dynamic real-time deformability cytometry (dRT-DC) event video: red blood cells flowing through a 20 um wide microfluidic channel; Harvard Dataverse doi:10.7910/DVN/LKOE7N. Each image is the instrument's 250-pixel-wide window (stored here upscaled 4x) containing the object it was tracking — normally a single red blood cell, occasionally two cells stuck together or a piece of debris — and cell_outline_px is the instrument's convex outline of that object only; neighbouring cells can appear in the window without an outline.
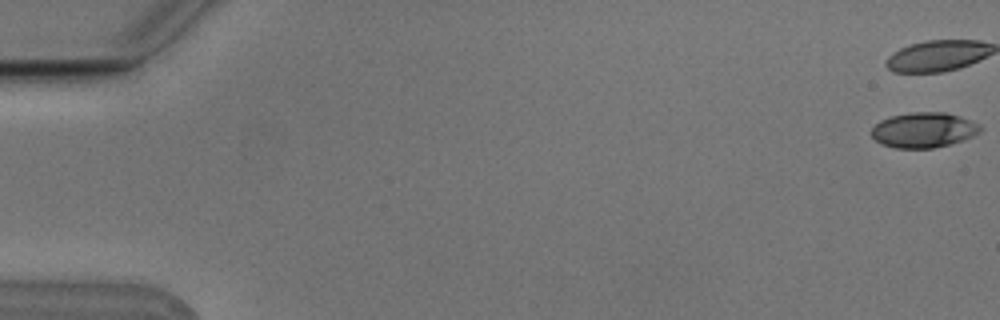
{"species": "Egyptian fruit bat (a non-hibernating species)", "species_latin": "Rousettus aegyptiacus", "temperature_condition": "cold", "stored_images_in_passage": 5, "camera_frame_rate_fps": 3000, "um_per_image_px": 0.085, "animal": {"sex": "male"}, "frame": {"image": 1, "passage_image": 1, "time_ms": 0.0, "image_size_px": [1000, 320], "cell_outline_px": [[984, 128], [980, 132], [964, 140], [932, 148], [896, 148], [880, 144], [872, 136], [872, 128], [880, 120], [888, 116], [912, 112], [944, 112], [960, 116], [980, 124]], "centroid_in_image_um": [78.52, 11.04], "position_along_channel_um": 6.5, "area_um2": 22.43}}